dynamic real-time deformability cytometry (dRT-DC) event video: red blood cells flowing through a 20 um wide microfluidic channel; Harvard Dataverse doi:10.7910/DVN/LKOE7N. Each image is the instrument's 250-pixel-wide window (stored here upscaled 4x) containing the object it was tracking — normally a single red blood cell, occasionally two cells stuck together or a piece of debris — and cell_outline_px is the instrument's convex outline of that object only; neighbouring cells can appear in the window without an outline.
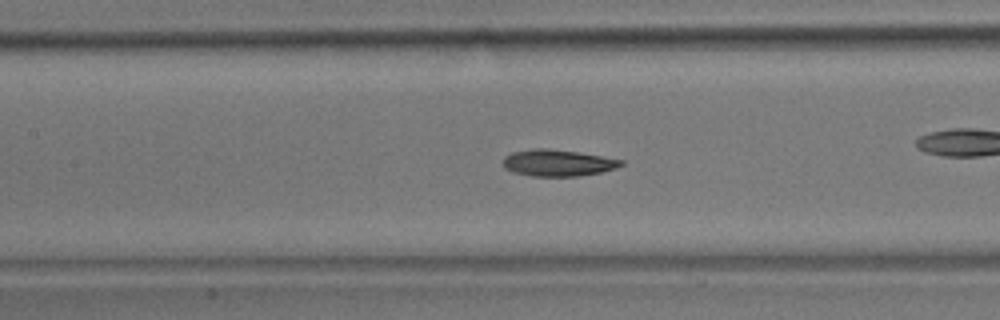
{"species": "common noctule bat (a hibernating species)", "species_latin": "Nyctalus noctula", "temperature_condition": "room temperature", "stored_images_in_passage": 55, "camera_frame_rate_fps": 3000, "um_per_image_px": 0.085, "animal": {"sex": "male", "body_mass_g": 17.9}, "frame": {"image": 1, "passage_image": 24, "time_ms": 7.667, "image_size_px": [1000, 320], "cell_outline_px": [[624, 164], [616, 168], [600, 172], [576, 176], [532, 176], [512, 172], [504, 168], [504, 156], [512, 152], [536, 148], [548, 148], [576, 152], [624, 160]], "centroid_in_image_um": [47.39, 13.84], "position_along_channel_um": 160.0, "area_um2": 18.15}, "authors_computed_cell_mechanics": {"area_um2": 18.6116, "velocity_mm_per_s": 3.7038, "shape_relaxation_time_tau1_ms": 6.5034, "shape_relaxation_time_tau2_ms": 4.8617, "deformation_change_tau1": 0.173, "deformation_change_tau2": 0.1091}}